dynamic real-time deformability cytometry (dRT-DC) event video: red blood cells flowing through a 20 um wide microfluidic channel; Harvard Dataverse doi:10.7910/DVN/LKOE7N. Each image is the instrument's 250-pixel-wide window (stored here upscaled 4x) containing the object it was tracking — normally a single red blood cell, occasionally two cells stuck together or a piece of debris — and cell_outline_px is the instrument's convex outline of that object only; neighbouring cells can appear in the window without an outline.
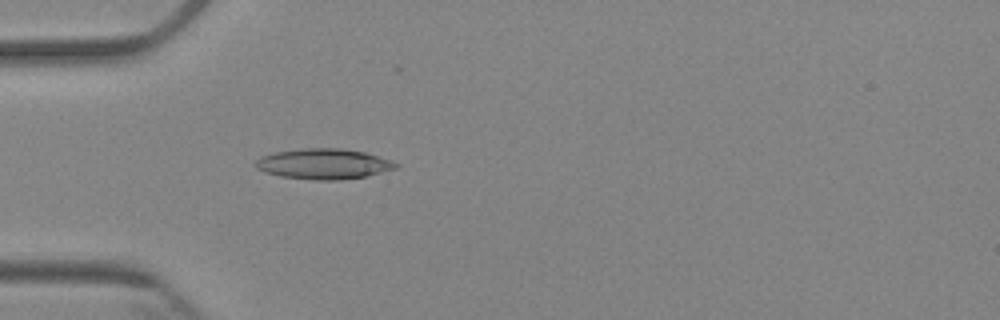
{"species": "Egyptian fruit bat (a non-hibernating species)", "species_latin": "Rousettus aegyptiacus", "temperature_condition": "cold", "stored_images_in_passage": 4, "camera_frame_rate_fps": 3000, "um_per_image_px": 0.085, "animal": {"sex": "female"}, "frame": {"image": 1, "passage_image": 4, "time_ms": 4.333, "image_size_px": [1000, 320], "cell_outline_px": [[400, 164], [396, 168], [364, 176], [340, 180], [316, 180], [280, 176], [264, 172], [256, 168], [252, 164], [260, 156], [276, 152], [300, 148], [340, 148], [364, 152]], "centroid_in_image_um": [27.43, 13.93], "position_along_channel_um": 57.6, "area_um2": 24.74}}